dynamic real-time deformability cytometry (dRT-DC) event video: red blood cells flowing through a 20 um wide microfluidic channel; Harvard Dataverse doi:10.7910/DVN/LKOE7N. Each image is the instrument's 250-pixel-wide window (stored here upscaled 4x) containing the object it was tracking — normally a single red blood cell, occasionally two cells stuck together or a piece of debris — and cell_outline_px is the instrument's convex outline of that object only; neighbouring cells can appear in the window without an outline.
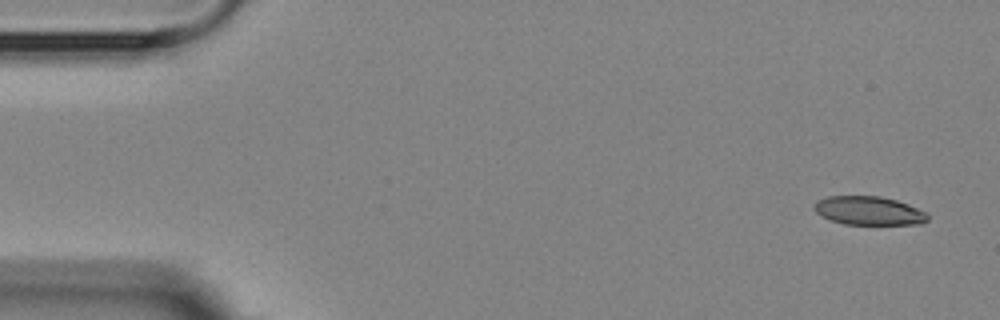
{"species": "Egyptian fruit bat (a non-hibernating species)", "species_latin": "Rousettus aegyptiacus", "temperature_condition": "room temperature", "stored_images_in_passage": 5, "camera_frame_rate_fps": 3000, "um_per_image_px": 0.085, "animal": {"sex": "female"}, "frame": {"image": 1, "passage_image": 1, "time_ms": 0.0, "image_size_px": [1000, 320], "cell_outline_px": [[928, 220], [920, 224], [844, 224], [832, 220], [816, 212], [812, 208], [812, 204], [816, 200], [828, 196], [880, 196], [896, 200], [908, 204], [928, 212]], "centroid_in_image_um": [73.85, 17.9], "position_along_channel_um": 11.2, "area_um2": 19.02}}